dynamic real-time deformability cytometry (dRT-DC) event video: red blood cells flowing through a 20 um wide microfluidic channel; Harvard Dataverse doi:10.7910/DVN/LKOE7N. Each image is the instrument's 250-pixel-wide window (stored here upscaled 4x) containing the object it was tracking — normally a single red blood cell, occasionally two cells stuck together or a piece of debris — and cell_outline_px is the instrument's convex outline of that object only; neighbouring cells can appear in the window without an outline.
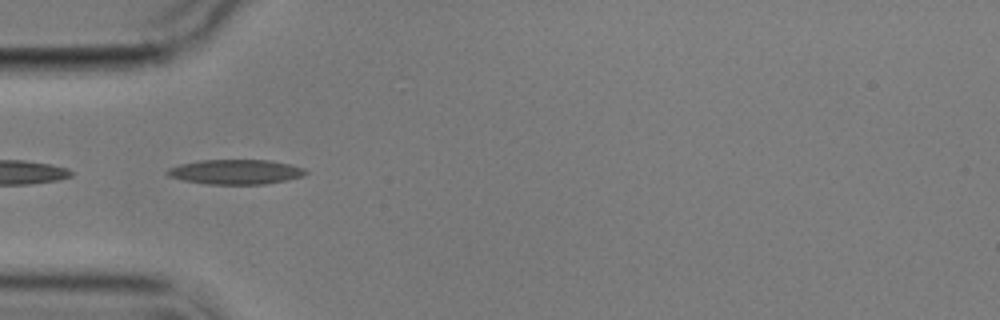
{"species": "common noctule bat (a hibernating species)", "species_latin": "Nyctalus noctula", "temperature_condition": "cold", "stored_images_in_passage": 2, "camera_frame_rate_fps": 3000, "um_per_image_px": 0.085, "animal": {"sex": "male", "body_mass_g": 17.9}, "frame": {"image": 1, "passage_image": 1, "time_ms": 0.0, "image_size_px": [1000, 320], "cell_outline_px": [[308, 172], [300, 176], [284, 180], [264, 184], [208, 184], [184, 180], [168, 176], [164, 172], [168, 168], [180, 164], [200, 160], [272, 160], [304, 168]], "centroid_in_image_um": [19.98, 14.6], "position_along_channel_um": 65.0, "area_um2": 19.77}}